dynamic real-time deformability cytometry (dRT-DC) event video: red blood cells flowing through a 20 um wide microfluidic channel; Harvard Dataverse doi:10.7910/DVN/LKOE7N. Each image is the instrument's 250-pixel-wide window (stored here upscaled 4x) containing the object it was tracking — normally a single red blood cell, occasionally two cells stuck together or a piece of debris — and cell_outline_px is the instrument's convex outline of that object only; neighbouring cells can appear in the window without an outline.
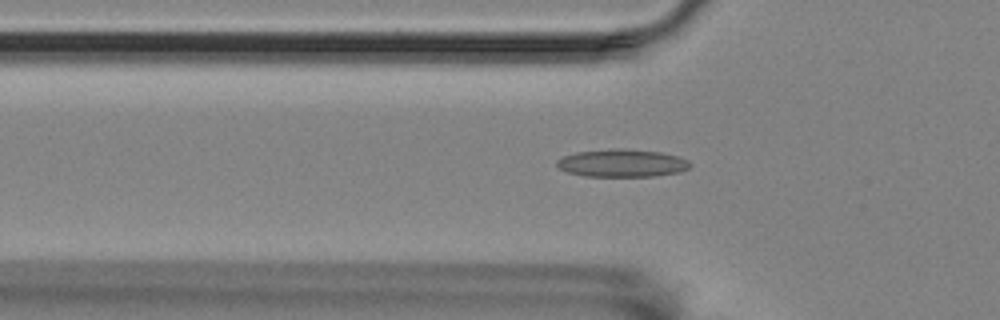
{"species": "Egyptian fruit bat (a non-hibernating species)", "species_latin": "Rousettus aegyptiacus", "temperature_condition": "room temperature", "stored_images_in_passage": 57, "camera_frame_rate_fps": 3000, "um_per_image_px": 0.085, "animal": {"sex": "female"}, "frame": {"image": 1, "passage_image": 19, "time_ms": 6.0, "image_size_px": [1000, 320], "cell_outline_px": [[692, 164], [688, 168], [680, 172], [652, 176], [584, 176], [568, 172], [560, 168], [556, 164], [556, 160], [564, 156], [576, 152], [612, 148], [624, 148], [660, 152], [676, 156], [688, 160]], "centroid_in_image_um": [52.87, 13.85], "position_along_channel_um": 72.9, "area_um2": 21.5}}
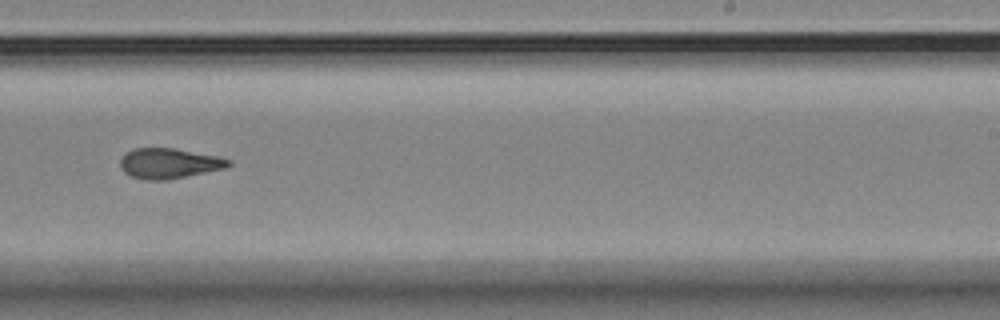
{"frame": {"image": 2, "passage_image": 36, "time_ms": 11.667, "image_size_px": [1000, 320], "cell_outline_px": [[232, 164], [224, 168], [168, 180], [144, 180], [132, 176], [124, 172], [120, 164], [120, 160], [132, 148], [172, 148], [216, 156], [232, 160]], "centroid_in_image_um": [14.36, 13.89], "position_along_channel_um": 274.6, "area_um2": 18.84}}
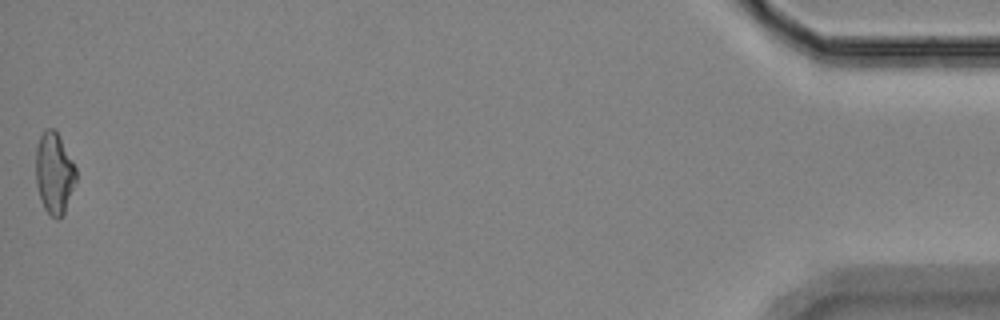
{"frame": {"image": 3, "passage_image": 57, "time_ms": 18.667, "image_size_px": [1000, 320], "cell_outline_px": [[76, 180], [64, 212], [56, 220], [44, 208], [36, 184], [36, 148], [40, 136], [44, 128], [52, 128], [56, 132], [72, 160], [76, 168]], "centroid_in_image_um": [4.59, 14.7], "position_along_channel_um": 430.6, "area_um2": 18.67}, "authors_computed_cell_mechanics": {"area_um2": 18.7272, "velocity_mm_per_s": 3.5402, "shape_relaxation_time_tau1_ms": null, "shape_relaxation_time_tau2_ms": 3.6159, "deformation_change_tau1": null, "deformation_change_tau2": 0.1143}}